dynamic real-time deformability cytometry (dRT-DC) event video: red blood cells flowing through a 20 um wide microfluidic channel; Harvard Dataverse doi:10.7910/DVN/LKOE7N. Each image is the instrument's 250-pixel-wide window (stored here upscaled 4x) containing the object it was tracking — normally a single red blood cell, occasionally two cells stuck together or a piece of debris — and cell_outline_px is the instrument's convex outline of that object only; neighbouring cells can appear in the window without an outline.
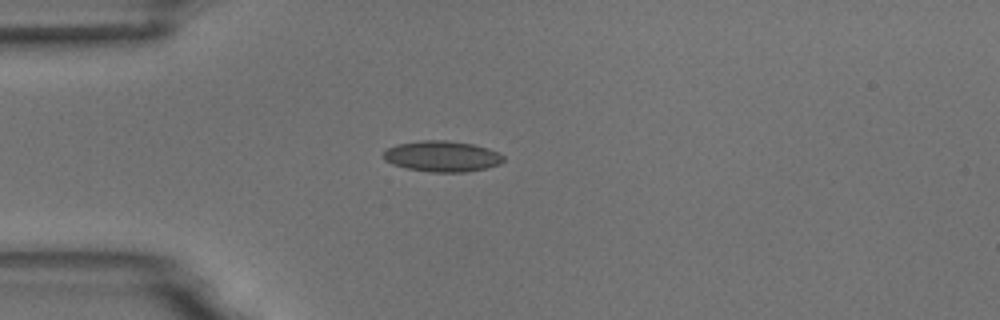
{"species": "common noctule bat (a hibernating species)", "species_latin": "Nyctalus noctula", "temperature_condition": "room temperature", "stored_images_in_passage": 2, "camera_frame_rate_fps": 3000, "um_per_image_px": 0.085, "animal": {"sex": "male", "body_mass_g": 18.8}, "frame": {"image": 1, "passage_image": 1, "time_ms": 0.0, "image_size_px": [1000, 320], "cell_outline_px": [[504, 160], [500, 164], [488, 168], [468, 172], [432, 172], [408, 168], [392, 164], [384, 160], [380, 156], [388, 148], [396, 144], [420, 140], [444, 140], [472, 144], [488, 148], [500, 152], [504, 156]], "centroid_in_image_um": [37.59, 13.28], "position_along_channel_um": 47.4, "area_um2": 21.79}}